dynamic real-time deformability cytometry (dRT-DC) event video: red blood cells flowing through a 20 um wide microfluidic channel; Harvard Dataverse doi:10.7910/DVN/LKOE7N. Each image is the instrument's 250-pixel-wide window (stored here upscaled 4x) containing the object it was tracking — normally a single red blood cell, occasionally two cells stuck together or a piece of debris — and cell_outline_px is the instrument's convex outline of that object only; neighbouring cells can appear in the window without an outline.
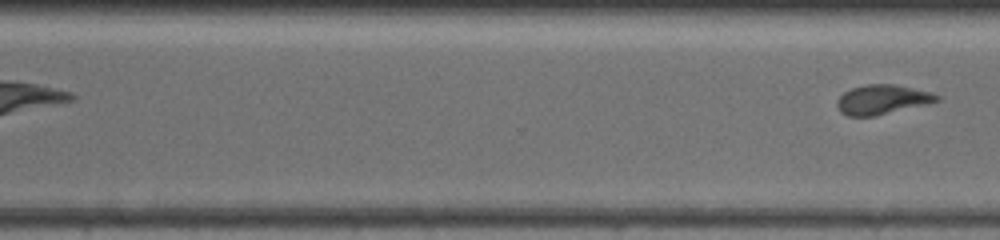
{"species": "common noctule bat (a hibernating species)", "species_latin": "Nyctalus noctula", "temperature_condition": "warm", "stored_images_in_passage": 13, "segment_of_instrument_passage": [2, 2], "camera_frame_rate_fps": 3000, "um_per_image_px": 0.085, "animal": {"sex": "female", "body_mass_g": 19.5, "forearm_length_mm": 54.1}, "frame": {"image": 1, "passage_image": 13, "time_ms": 9.0, "image_size_px": [1000, 240], "cell_outline_px": [[940, 100], [928, 104], [872, 116], [848, 116], [840, 112], [836, 104], [840, 96], [844, 92], [852, 88], [864, 84], [892, 84], [932, 92], [940, 96]], "centroid_in_image_um": [74.99, 8.46], "position_along_channel_um": 295.6, "area_um2": 17.05}}